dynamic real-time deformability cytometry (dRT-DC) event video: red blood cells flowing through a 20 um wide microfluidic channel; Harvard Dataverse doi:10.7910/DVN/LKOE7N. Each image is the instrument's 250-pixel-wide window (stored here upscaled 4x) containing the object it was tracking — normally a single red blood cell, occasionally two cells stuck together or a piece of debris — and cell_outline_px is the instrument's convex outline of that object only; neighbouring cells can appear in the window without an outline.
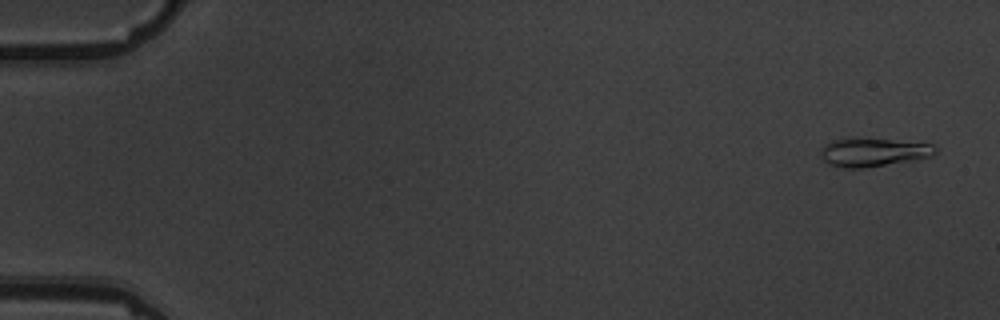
{"species": "common noctule bat (a hibernating species)", "species_latin": "Nyctalus noctula", "temperature_condition": "warm", "stored_images_in_passage": 5, "camera_frame_rate_fps": 3000, "um_per_image_px": 0.085, "animal": {"sex": "male", "body_mass_g": 19.5, "forearm_length_mm": 54.6}, "frame": {"image": 1, "passage_image": 1, "time_ms": 0.0, "image_size_px": [1000, 320], "cell_outline_px": [[936, 152], [932, 156], [912, 160], [864, 168], [844, 168], [828, 164], [820, 156], [820, 152], [824, 144], [832, 140], [844, 136], [848, 136], [932, 144], [936, 148]], "centroid_in_image_um": [74.14, 12.92], "position_along_channel_um": 10.9, "area_um2": 19.31}}